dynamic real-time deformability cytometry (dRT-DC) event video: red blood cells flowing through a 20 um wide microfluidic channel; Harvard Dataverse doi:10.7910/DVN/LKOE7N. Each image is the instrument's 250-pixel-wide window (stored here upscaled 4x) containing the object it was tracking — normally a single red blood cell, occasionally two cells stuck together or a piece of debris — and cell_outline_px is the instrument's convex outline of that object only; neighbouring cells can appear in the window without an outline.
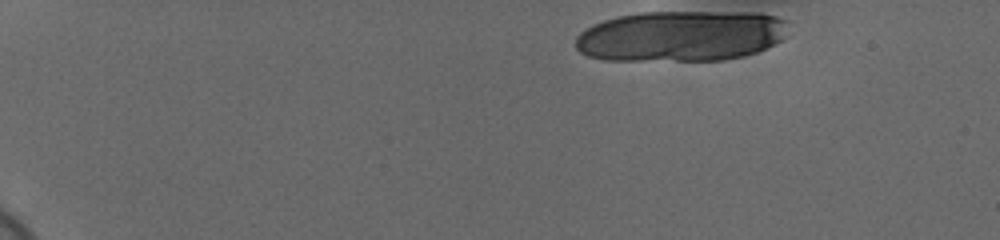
{"species": "human", "species_latin": "Homo sapiens", "temperature_condition": "cold", "stored_images_in_passage": 17, "camera_frame_rate_fps": 3000, "um_per_image_px": 0.085, "donor": {"sex": "female"}, "frame": {"image": 1, "passage_image": 1, "time_ms": 0.0, "image_size_px": [1000, 240], "cell_outline_px": [[788, 20], [784, 36], [780, 40], [756, 52], [744, 56], [724, 60], [604, 60], [588, 56], [580, 52], [576, 48], [576, 36], [580, 32], [604, 20], [616, 16], [640, 12], [760, 12], [776, 16]], "centroid_in_image_um": [57.88, 3.05], "position_along_channel_um": 27.1, "area_um2": 63.18}}